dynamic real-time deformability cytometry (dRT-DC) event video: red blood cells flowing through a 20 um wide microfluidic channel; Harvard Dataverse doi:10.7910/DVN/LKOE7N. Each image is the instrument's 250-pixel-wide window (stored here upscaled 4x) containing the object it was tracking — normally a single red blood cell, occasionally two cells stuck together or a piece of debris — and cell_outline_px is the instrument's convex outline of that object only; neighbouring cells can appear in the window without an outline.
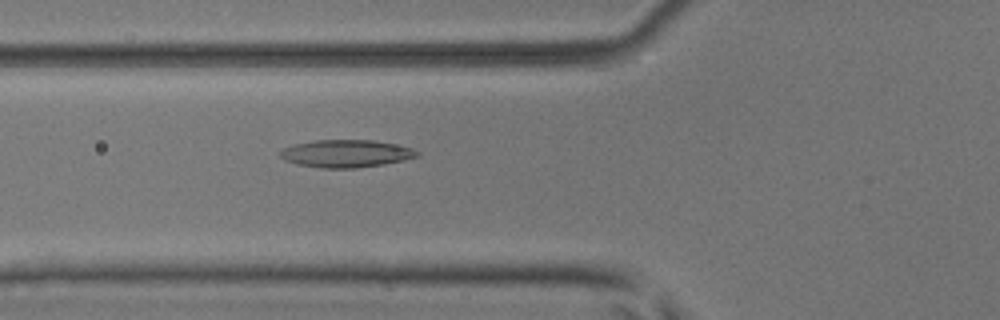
{"species": "common noctule bat (a hibernating species)", "species_latin": "Nyctalus noctula", "temperature_condition": "room temperature", "stored_images_in_passage": 42, "camera_frame_rate_fps": 3000, "um_per_image_px": 0.085, "animal": {"sex": "male", "body_mass_g": 17.9, "forearm_length_mm": 54.2}, "frame": {"image": 1, "passage_image": 9, "time_ms": 2.667, "image_size_px": [1000, 320], "cell_outline_px": [[420, 156], [404, 160], [384, 164], [356, 168], [320, 168], [296, 164], [284, 160], [280, 156], [280, 152], [284, 148], [296, 144], [312, 140], [376, 140], [412, 148], [420, 152]], "centroid_in_image_um": [29.43, 13.05], "position_along_channel_um": 96.4, "area_um2": 22.08}}
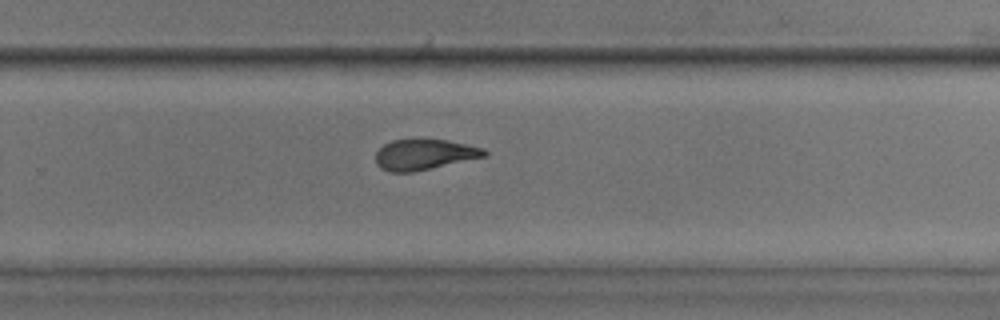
{"frame": {"image": 2, "passage_image": 24, "time_ms": 7.667, "image_size_px": [1000, 320], "cell_outline_px": [[488, 156], [412, 172], [388, 172], [380, 168], [376, 164], [376, 152], [384, 144], [392, 140], [448, 140], [484, 148], [488, 152]], "centroid_in_image_um": [36.07, 13.14], "position_along_channel_um": 293.7, "area_um2": 19.31}}
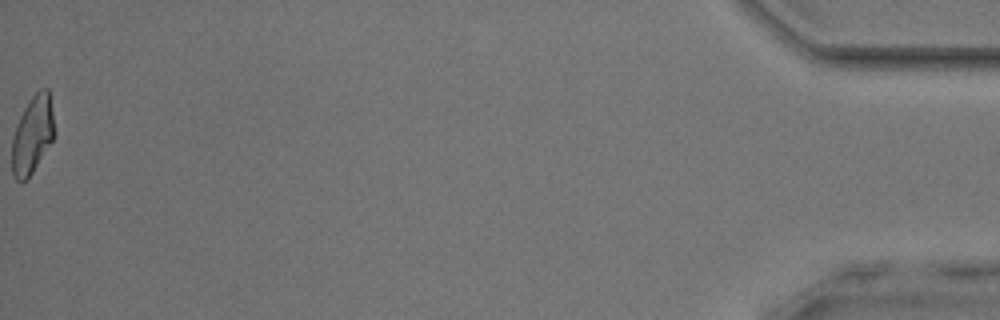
{"frame": {"image": 3, "passage_image": 42, "time_ms": 13.667, "image_size_px": [1000, 320], "cell_outline_px": [[56, 136], [28, 180], [20, 184], [12, 176], [12, 140], [16, 124], [24, 108], [32, 96], [40, 88], [48, 88], [56, 132]], "centroid_in_image_um": [2.77, 11.51], "position_along_channel_um": 432.4, "area_um2": 19.71}, "authors_computed_cell_mechanics": {"area_um2": 19.941, "velocity_mm_per_s": 3.9535, "shape_relaxation_time_tau1_ms": null, "shape_relaxation_time_tau2_ms": 2.4833, "deformation_change_tau1": null, "deformation_change_tau2": 0.107}}